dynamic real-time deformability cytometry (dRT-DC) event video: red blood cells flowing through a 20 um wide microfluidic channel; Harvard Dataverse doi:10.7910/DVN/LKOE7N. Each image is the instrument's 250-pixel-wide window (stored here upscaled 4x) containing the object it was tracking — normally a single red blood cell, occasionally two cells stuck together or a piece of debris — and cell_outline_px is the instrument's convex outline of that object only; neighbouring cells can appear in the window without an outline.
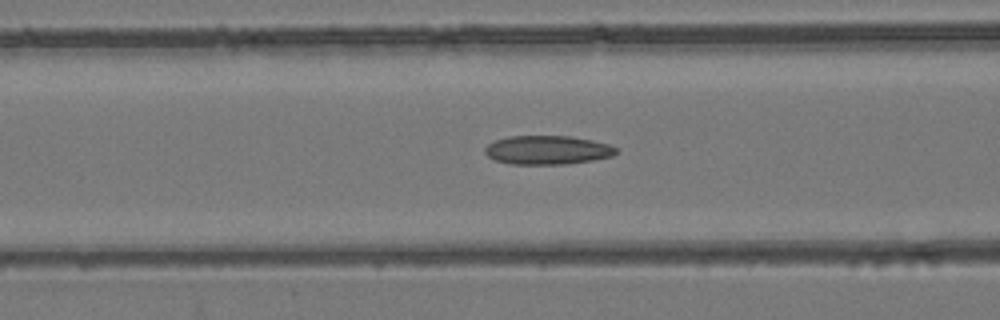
{"species": "common noctule bat (a hibernating species)", "species_latin": "Nyctalus noctula", "temperature_condition": "room temperature", "stored_images_in_passage": 40, "camera_frame_rate_fps": 3000, "um_per_image_px": 0.085, "animal": {"sex": "female", "body_mass_g": 24.6, "forearm_length_mm": 56.2}, "frame": {"image": 1, "passage_image": 11, "time_ms": 3.333, "image_size_px": [1000, 320], "cell_outline_px": [[616, 152], [612, 156], [592, 160], [568, 164], [512, 164], [496, 160], [488, 156], [484, 152], [484, 148], [488, 144], [496, 140], [508, 136], [568, 136], [592, 140], [608, 144], [616, 148]], "centroid_in_image_um": [46.51, 12.75], "position_along_channel_um": 120.1, "area_um2": 21.91}}
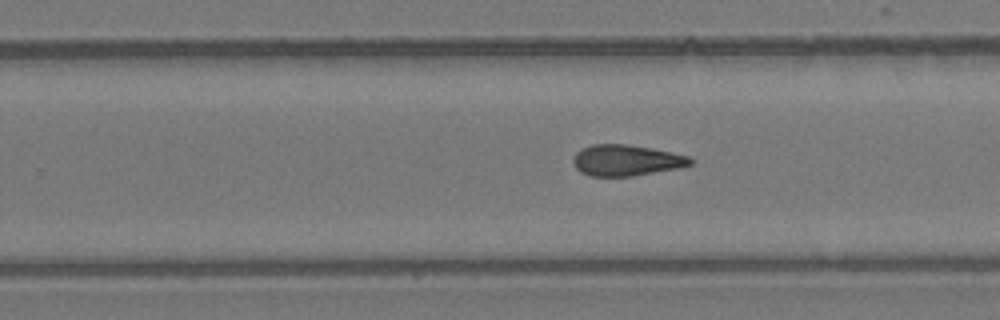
{"frame": {"image": 2, "passage_image": 23, "time_ms": 7.333, "image_size_px": [1000, 320], "cell_outline_px": [[692, 164], [680, 168], [632, 176], [592, 176], [580, 172], [576, 168], [572, 160], [576, 152], [580, 148], [592, 144], [628, 144], [652, 148], [692, 156]], "centroid_in_image_um": [53.24, 13.62], "position_along_channel_um": 276.6, "area_um2": 21.44}}
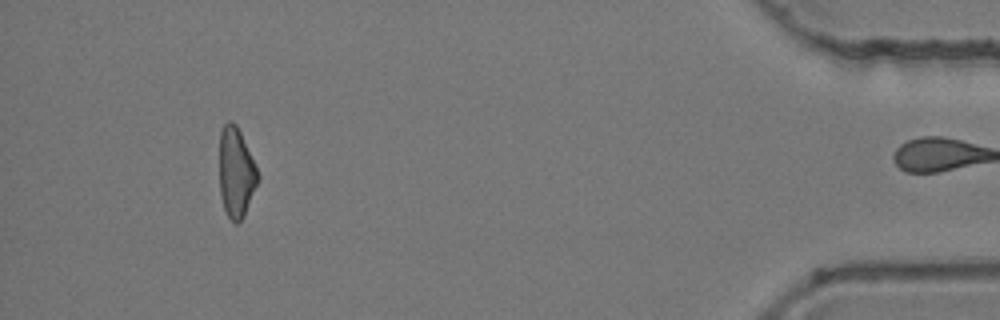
{"frame": {"image": 3, "passage_image": 39, "time_ms": 12.667, "image_size_px": [1000, 320], "cell_outline_px": [[260, 176], [244, 216], [236, 224], [228, 216], [224, 208], [220, 196], [220, 132], [224, 124], [228, 120], [232, 120], [236, 124], [240, 132]], "centroid_in_image_um": [20.06, 14.66], "position_along_channel_um": 415.1, "area_um2": 19.88}, "authors_computed_cell_mechanics": {"area_um2": 21.4727, "velocity_mm_per_s": 3.9222, "shape_relaxation_time_tau1_ms": null, "shape_relaxation_time_tau2_ms": 5.4841, "deformation_change_tau1": null, "deformation_change_tau2": 0.1372}}